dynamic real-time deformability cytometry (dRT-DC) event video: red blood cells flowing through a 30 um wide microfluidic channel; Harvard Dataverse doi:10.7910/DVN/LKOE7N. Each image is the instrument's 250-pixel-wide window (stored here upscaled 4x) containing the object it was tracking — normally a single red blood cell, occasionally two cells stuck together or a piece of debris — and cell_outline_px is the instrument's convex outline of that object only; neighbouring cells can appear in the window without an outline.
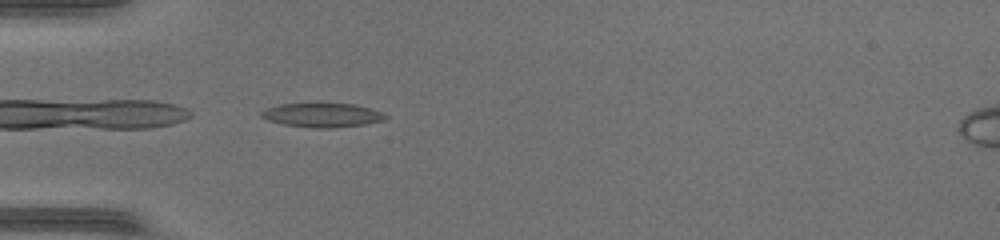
{"species": "common noctule bat (a hibernating species)", "species_latin": "Nyctalus noctula", "temperature_condition": "warm", "stored_images_in_passage": 33, "camera_frame_rate_fps": 3000, "um_per_image_px": 0.085, "animal": {"sex": "female", "body_mass_g": 17.0, "forearm_length_mm": 48.0}, "frame": {"image": 1, "passage_image": 1, "time_ms": 0.0, "image_size_px": [1000, 240], "cell_outline_px": [[388, 116], [384, 120], [364, 124], [332, 128], [316, 128], [284, 124], [268, 120], [260, 116], [260, 112], [268, 108], [280, 104], [356, 104], [372, 108]], "centroid_in_image_um": [27.41, 9.78], "position_along_channel_um": 57.6, "area_um2": 17.17}}
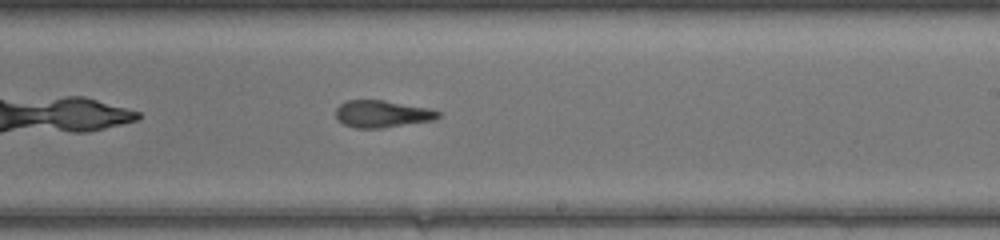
{"frame": {"image": 2, "passage_image": 15, "time_ms": 4.667, "image_size_px": [1000, 240], "cell_outline_px": [[440, 116], [436, 120], [380, 128], [356, 128], [344, 124], [336, 116], [336, 108], [340, 104], [348, 100], [384, 100], [428, 108], [440, 112]], "centroid_in_image_um": [32.5, 9.68], "position_along_channel_um": 256.5, "area_um2": 16.07}}
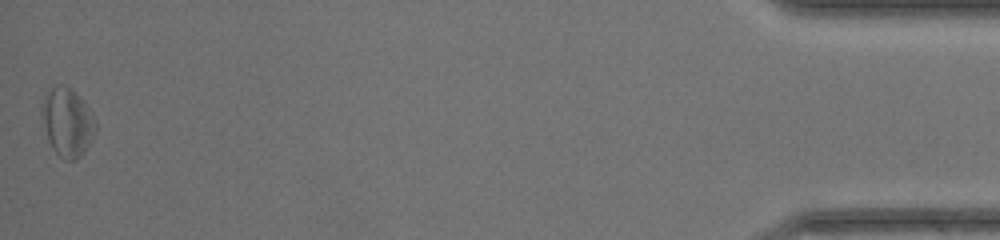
{"frame": {"image": 3, "passage_image": 33, "time_ms": 10.667, "image_size_px": [1000, 240], "cell_outline_px": [[96, 132], [84, 152], [76, 160], [64, 160], [52, 148], [48, 140], [40, 112], [44, 96], [56, 84], [64, 84], [72, 88], [84, 100], [96, 124]], "centroid_in_image_um": [5.72, 10.37], "position_along_channel_um": 429.5, "area_um2": 21.5}, "authors_computed_cell_mechanics": {"area_um2": 16.9932, "velocity_mm_per_s": 4.4109, "shape_relaxation_time_tau1_ms": 5.0887, "shape_relaxation_time_tau2_ms": 5.6138, "deformation_change_tau1": 0.1345, "deformation_change_tau2": 0.2027}}